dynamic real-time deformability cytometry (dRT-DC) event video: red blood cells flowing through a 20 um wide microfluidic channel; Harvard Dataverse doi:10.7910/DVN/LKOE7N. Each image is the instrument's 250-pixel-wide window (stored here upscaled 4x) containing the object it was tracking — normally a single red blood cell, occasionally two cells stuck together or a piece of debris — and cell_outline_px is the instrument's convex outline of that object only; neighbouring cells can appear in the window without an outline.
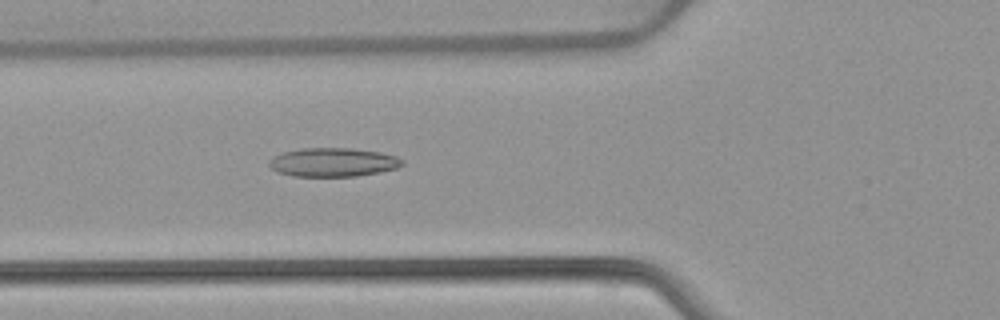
{"species": "common noctule bat (a hibernating species)", "species_latin": "Nyctalus noctula", "temperature_condition": "warm", "stored_images_in_passage": 53, "camera_frame_rate_fps": 3000, "um_per_image_px": 0.085, "animal": {"sex": "female", "body_mass_g": 22.7, "forearm_length_mm": 54.2}, "frame": {"image": 1, "passage_image": 20, "time_ms": 6.333, "image_size_px": [1000, 320], "cell_outline_px": [[404, 164], [396, 168], [380, 172], [356, 176], [292, 176], [276, 172], [268, 164], [268, 160], [272, 156], [284, 152], [300, 148], [352, 148], [380, 152], [396, 156], [404, 160]], "centroid_in_image_um": [28.29, 13.79], "position_along_channel_um": 97.5, "area_um2": 22.48}}
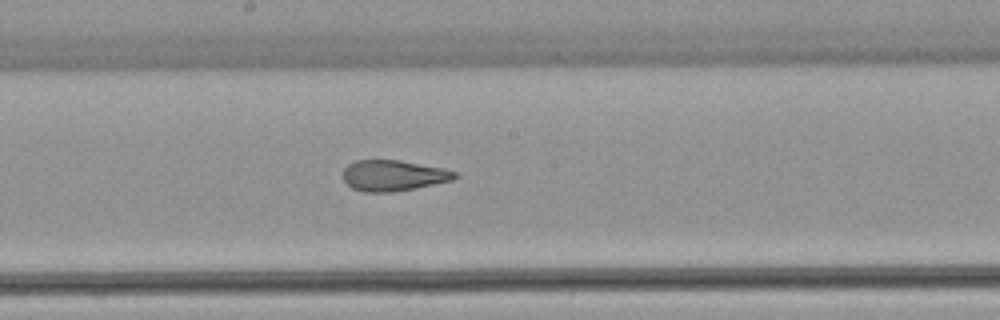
{"frame": {"image": 2, "passage_image": 29, "time_ms": 9.333, "image_size_px": [1000, 320], "cell_outline_px": [[460, 176], [452, 180], [416, 188], [392, 192], [364, 192], [352, 188], [344, 180], [344, 168], [348, 164], [356, 160], [400, 160], [444, 168], [456, 172]], "centroid_in_image_um": [33.45, 14.92], "position_along_channel_um": 214.7, "area_um2": 20.11}}
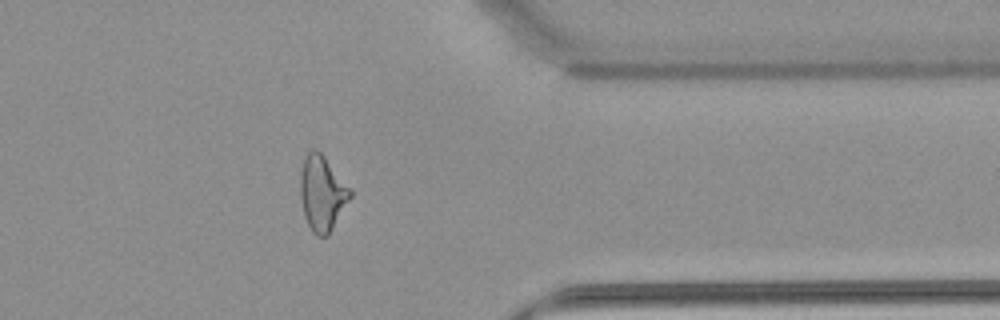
{"frame": {"image": 3, "passage_image": 43, "time_ms": 14.0, "image_size_px": [1000, 320], "cell_outline_px": [[352, 196], [328, 236], [316, 236], [312, 232], [304, 216], [300, 196], [300, 176], [304, 160], [308, 152], [316, 148], [324, 156], [352, 188]], "centroid_in_image_um": [27.4, 16.44], "position_along_channel_um": 384.0, "area_um2": 21.96}, "authors_computed_cell_mechanics": {"area_um2": 22.4842, "velocity_mm_per_s": 3.9018, "shape_relaxation_time_tau1_ms": null, "shape_relaxation_time_tau2_ms": 1.2126, "deformation_change_tau1": null, "deformation_change_tau2": 0.0847}}